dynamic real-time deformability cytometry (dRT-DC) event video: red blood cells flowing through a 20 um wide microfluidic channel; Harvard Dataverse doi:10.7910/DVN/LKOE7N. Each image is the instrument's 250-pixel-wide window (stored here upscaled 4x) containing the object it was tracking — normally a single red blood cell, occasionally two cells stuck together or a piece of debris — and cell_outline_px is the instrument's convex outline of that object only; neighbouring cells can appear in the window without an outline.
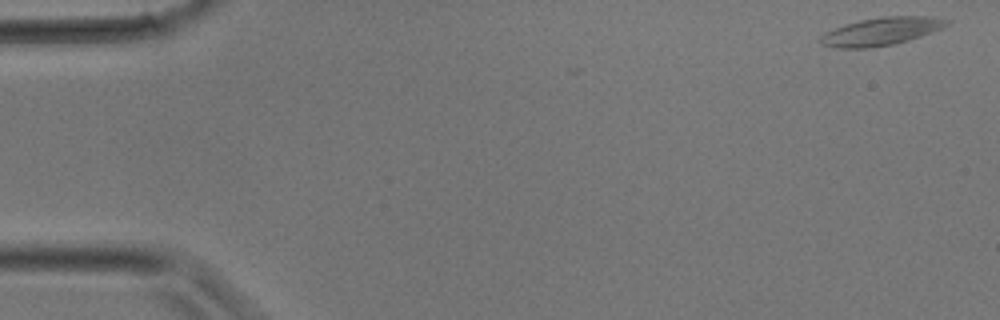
{"species": "common noctule bat (a hibernating species)", "species_latin": "Nyctalus noctula", "temperature_condition": "room temperature", "stored_images_in_passage": 4, "camera_frame_rate_fps": 3000, "um_per_image_px": 0.085, "animal": {"sex": "male", "body_mass_g": 17.9}, "frame": {"image": 1, "passage_image": 1, "time_ms": 0.0, "image_size_px": [1000, 320], "cell_outline_px": [[948, 24], [932, 32], [908, 40], [892, 44], [872, 48], [836, 48], [820, 44], [816, 40], [824, 32], [860, 20], [884, 16], [932, 16], [948, 20]], "centroid_in_image_um": [74.84, 2.68], "position_along_channel_um": 10.2, "area_um2": 20.4}}